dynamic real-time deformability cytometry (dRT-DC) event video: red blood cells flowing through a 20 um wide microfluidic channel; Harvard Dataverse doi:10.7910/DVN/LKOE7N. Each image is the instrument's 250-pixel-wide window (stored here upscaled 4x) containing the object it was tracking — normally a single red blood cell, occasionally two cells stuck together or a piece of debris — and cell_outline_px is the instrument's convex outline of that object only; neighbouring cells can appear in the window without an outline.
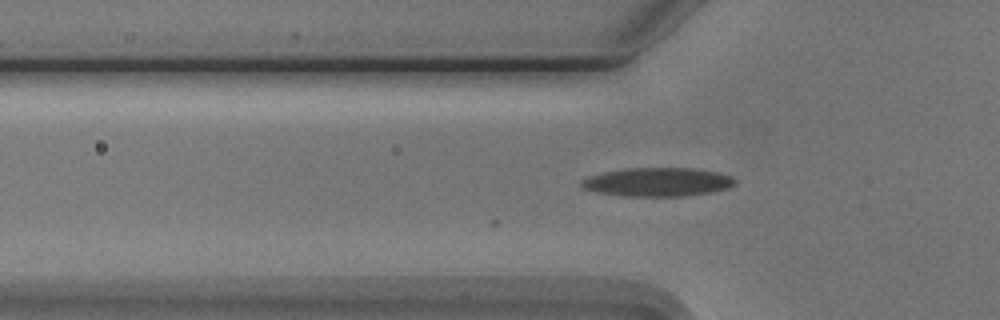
{"species": "Egyptian fruit bat (a non-hibernating species)", "species_latin": "Rousettus aegyptiacus", "temperature_condition": "cold", "stored_images_in_passage": 3, "camera_frame_rate_fps": 3000, "um_per_image_px": 0.085, "animal": {"sex": "male"}, "frame": {"image": 1, "passage_image": 3, "time_ms": 0.667, "image_size_px": [1000, 320], "cell_outline_px": [[736, 184], [728, 188], [712, 192], [684, 196], [624, 196], [596, 192], [584, 188], [580, 184], [580, 180], [588, 176], [604, 172], [628, 168], [692, 168], [716, 172], [732, 176], [736, 180]], "centroid_in_image_um": [55.9, 15.47], "position_along_channel_um": 69.9, "area_um2": 25.72}}